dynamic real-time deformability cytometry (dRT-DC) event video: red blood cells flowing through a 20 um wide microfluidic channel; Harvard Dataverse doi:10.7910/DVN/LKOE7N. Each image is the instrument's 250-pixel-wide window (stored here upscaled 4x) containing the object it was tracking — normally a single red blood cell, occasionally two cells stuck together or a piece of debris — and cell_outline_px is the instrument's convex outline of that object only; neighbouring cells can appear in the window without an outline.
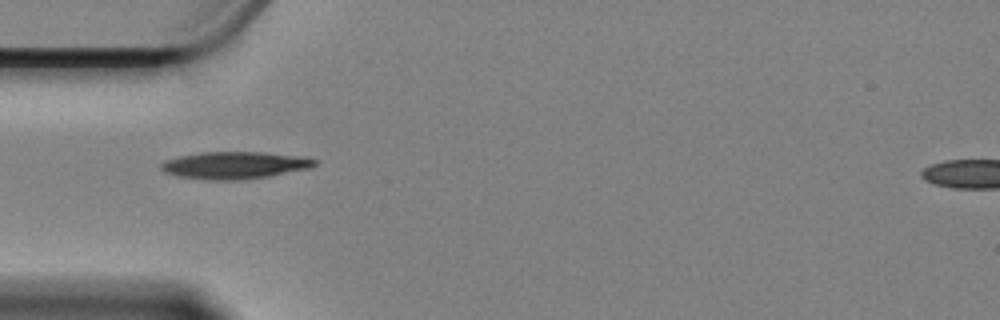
{"species": "Egyptian fruit bat (a non-hibernating species)", "species_latin": "Rousettus aegyptiacus", "temperature_condition": "cold", "stored_images_in_passage": 11, "camera_frame_rate_fps": 3000, "um_per_image_px": 0.085, "animal": {"sex": "female"}, "frame": {"image": 1, "passage_image": 1, "time_ms": 0.0, "image_size_px": [1000, 320], "cell_outline_px": [[320, 160], [312, 168], [268, 176], [232, 180], [216, 180], [176, 176], [164, 172], [160, 168], [160, 164], [164, 160], [180, 156], [200, 152], [264, 152], [304, 156]], "centroid_in_image_um": [19.98, 14.03], "position_along_channel_um": 65.0, "area_um2": 24.45}}
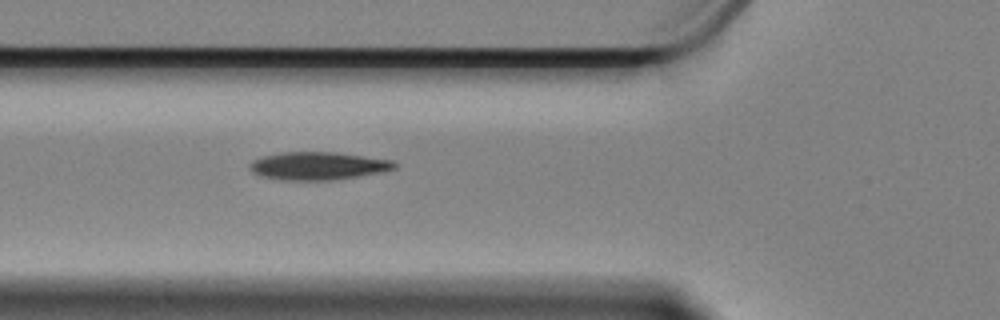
{"frame": {"image": 2, "passage_image": 4, "time_ms": 1.0, "image_size_px": [1000, 320], "cell_outline_px": [[400, 164], [396, 168], [380, 172], [332, 180], [284, 180], [260, 176], [252, 172], [248, 168], [248, 164], [252, 160], [260, 156], [280, 152], [336, 152], [392, 160]], "centroid_in_image_um": [26.98, 14.09], "position_along_channel_um": 98.8, "area_um2": 23.7}}
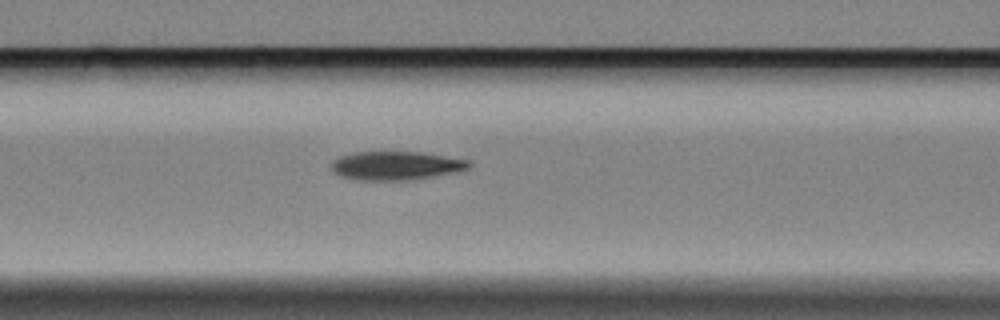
{"frame": {"image": 3, "passage_image": 7, "time_ms": 2.0, "image_size_px": [1000, 320], "cell_outline_px": [[472, 164], [468, 168], [456, 172], [412, 180], [356, 180], [340, 176], [332, 168], [332, 160], [340, 156], [356, 152], [416, 152], [444, 156], [468, 160]], "centroid_in_image_um": [33.65, 14.09], "position_along_channel_um": 133.0, "area_um2": 22.77}}